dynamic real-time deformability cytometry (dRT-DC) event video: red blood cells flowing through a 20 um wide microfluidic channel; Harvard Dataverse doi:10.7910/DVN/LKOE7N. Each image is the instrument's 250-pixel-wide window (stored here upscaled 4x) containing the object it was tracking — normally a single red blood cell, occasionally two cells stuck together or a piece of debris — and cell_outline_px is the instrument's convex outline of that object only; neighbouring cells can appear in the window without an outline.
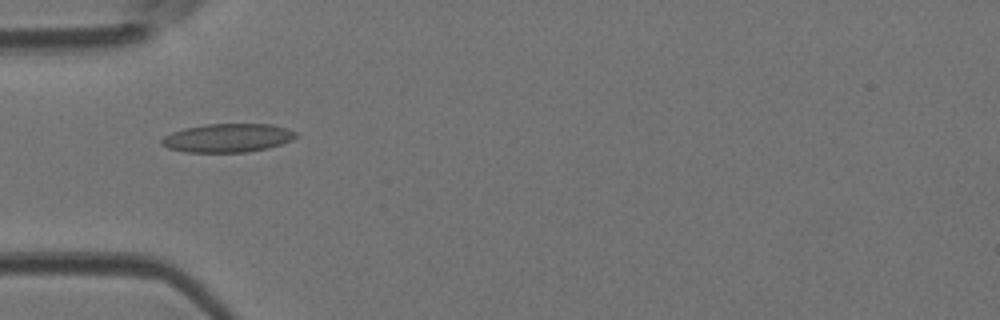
{"species": "Egyptian fruit bat (a non-hibernating species)", "species_latin": "Rousettus aegyptiacus", "temperature_condition": "room temperature", "stored_images_in_passage": 40, "camera_frame_rate_fps": 3000, "um_per_image_px": 0.085, "animal": {"sex": "female"}, "frame": {"image": 1, "passage_image": 10, "time_ms": 3.0, "image_size_px": [1000, 320], "cell_outline_px": [[300, 136], [292, 140], [268, 148], [248, 152], [184, 152], [168, 148], [160, 144], [160, 140], [164, 136], [172, 132], [184, 128], [204, 124], [272, 124], [288, 128], [296, 132]], "centroid_in_image_um": [19.36, 11.72], "position_along_channel_um": 65.6, "area_um2": 22.6}}
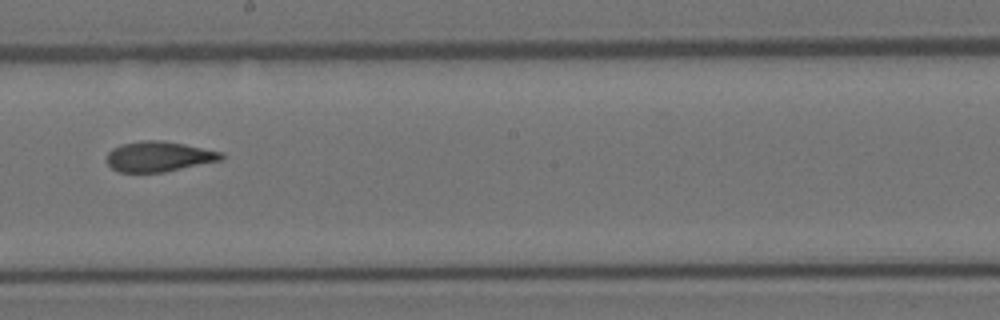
{"frame": {"image": 2, "passage_image": 22, "time_ms": 7.0, "image_size_px": [1000, 320], "cell_outline_px": [[224, 156], [220, 160], [164, 172], [120, 172], [112, 168], [108, 164], [108, 152], [112, 148], [120, 144], [140, 140], [164, 140], [224, 152]], "centroid_in_image_um": [13.49, 13.29], "position_along_channel_um": 234.7, "area_um2": 20.17}}
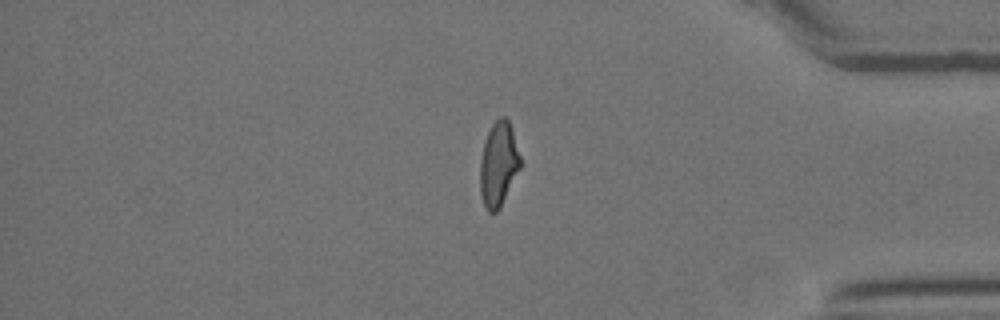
{"frame": {"image": 3, "passage_image": 35, "time_ms": 11.333, "image_size_px": [1000, 320], "cell_outline_px": [[520, 168], [500, 208], [496, 212], [488, 212], [484, 208], [480, 192], [480, 160], [484, 140], [492, 124], [500, 116], [504, 116], [508, 120], [520, 156]], "centroid_in_image_um": [42.34, 13.99], "position_along_channel_um": 392.9, "area_um2": 19.71}}